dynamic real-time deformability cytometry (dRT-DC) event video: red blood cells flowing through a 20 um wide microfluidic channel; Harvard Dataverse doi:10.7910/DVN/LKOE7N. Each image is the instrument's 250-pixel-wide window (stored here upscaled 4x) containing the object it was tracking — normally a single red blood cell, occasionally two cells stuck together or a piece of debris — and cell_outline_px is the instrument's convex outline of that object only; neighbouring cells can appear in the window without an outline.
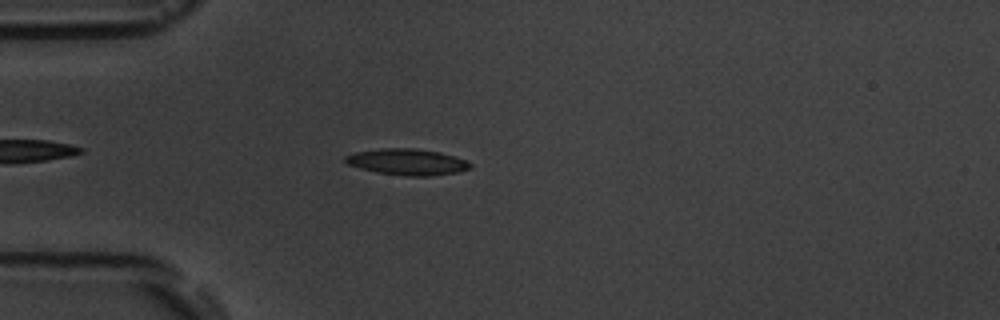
{"species": "common noctule bat (a hibernating species)", "species_latin": "Nyctalus noctula", "temperature_condition": "room temperature", "stored_images_in_passage": 7, "camera_frame_rate_fps": 3000, "um_per_image_px": 0.085, "animal": {"sex": "male", "body_mass_g": 19.5, "forearm_length_mm": 54.6}, "frame": {"image": 1, "passage_image": 7, "time_ms": 7.0, "image_size_px": [1000, 320], "cell_outline_px": [[472, 168], [456, 172], [428, 176], [404, 176], [380, 172], [360, 168], [348, 164], [344, 160], [344, 156], [356, 152], [380, 148], [412, 148], [440, 152], [464, 160], [472, 164]], "centroid_in_image_um": [34.6, 13.76], "position_along_channel_um": 50.4, "area_um2": 18.84}}